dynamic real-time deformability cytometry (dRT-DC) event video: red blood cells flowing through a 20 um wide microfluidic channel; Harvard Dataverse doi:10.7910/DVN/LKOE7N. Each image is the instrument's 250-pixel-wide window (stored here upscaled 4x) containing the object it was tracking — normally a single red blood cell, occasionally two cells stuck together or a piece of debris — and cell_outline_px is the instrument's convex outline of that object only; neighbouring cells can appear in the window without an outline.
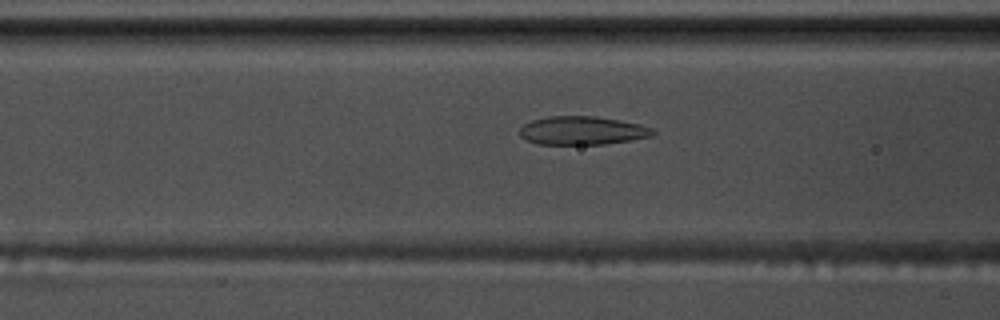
{"species": "common noctule bat (a hibernating species)", "species_latin": "Nyctalus noctula", "temperature_condition": "warm", "stored_images_in_passage": 57, "camera_frame_rate_fps": 3000, "um_per_image_px": 0.085, "animal": {"sex": "male", "body_mass_g": 17.5, "forearm_length_mm": 52.3}, "frame": {"image": 1, "passage_image": 23, "time_ms": 7.333, "image_size_px": [1000, 320], "cell_outline_px": [[656, 132], [652, 136], [632, 140], [604, 144], [536, 144], [520, 136], [520, 128], [524, 124], [532, 120], [548, 116], [596, 116], [620, 120], [640, 124], [652, 128]], "centroid_in_image_um": [49.51, 11.09], "position_along_channel_um": 117.1, "area_um2": 22.14}}
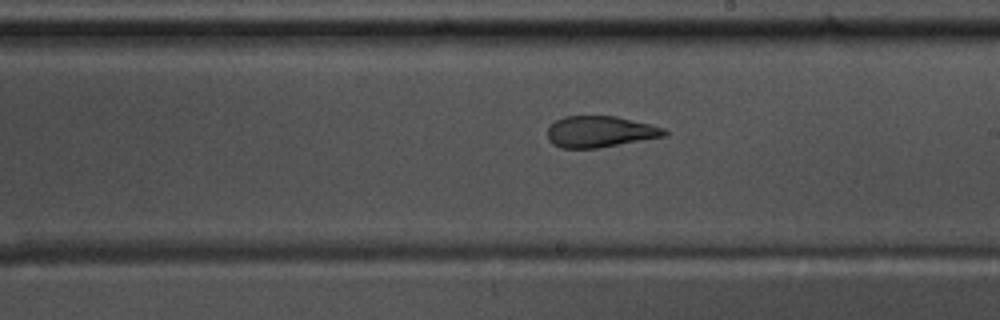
{"frame": {"image": 2, "passage_image": 33, "time_ms": 10.667, "image_size_px": [1000, 320], "cell_outline_px": [[668, 136], [596, 148], [560, 148], [552, 144], [548, 140], [548, 128], [556, 120], [564, 116], [616, 116], [664, 128], [668, 132]], "centroid_in_image_um": [51.0, 11.2], "position_along_channel_um": 238.0, "area_um2": 21.27}}
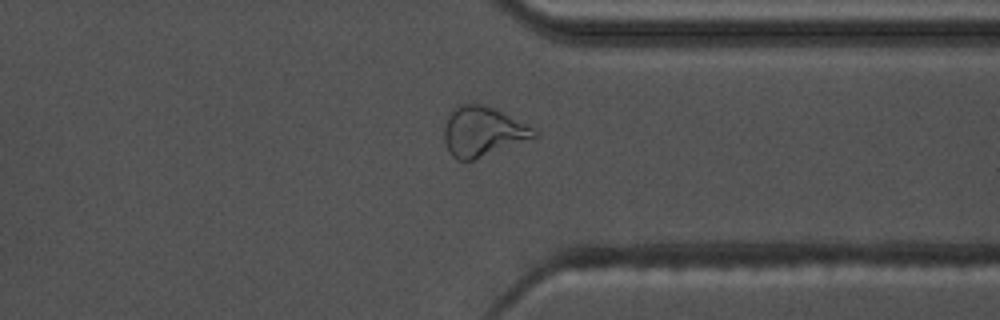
{"frame": {"image": 3, "passage_image": 44, "time_ms": 14.333, "image_size_px": [1000, 320], "cell_outline_px": [[540, 136], [472, 160], [456, 160], [452, 156], [444, 140], [444, 120], [452, 108], [456, 104], [480, 104], [492, 108], [532, 128]], "centroid_in_image_um": [40.96, 11.18], "position_along_channel_um": 370.4, "area_um2": 25.72}, "authors_computed_cell_mechanics": {"area_um2": 24.1604, "velocity_mm_per_s": 3.6381, "shape_relaxation_time_tau1_ms": null, "shape_relaxation_time_tau2_ms": 1.6521, "deformation_change_tau1": null, "deformation_change_tau2": 0.0911}}